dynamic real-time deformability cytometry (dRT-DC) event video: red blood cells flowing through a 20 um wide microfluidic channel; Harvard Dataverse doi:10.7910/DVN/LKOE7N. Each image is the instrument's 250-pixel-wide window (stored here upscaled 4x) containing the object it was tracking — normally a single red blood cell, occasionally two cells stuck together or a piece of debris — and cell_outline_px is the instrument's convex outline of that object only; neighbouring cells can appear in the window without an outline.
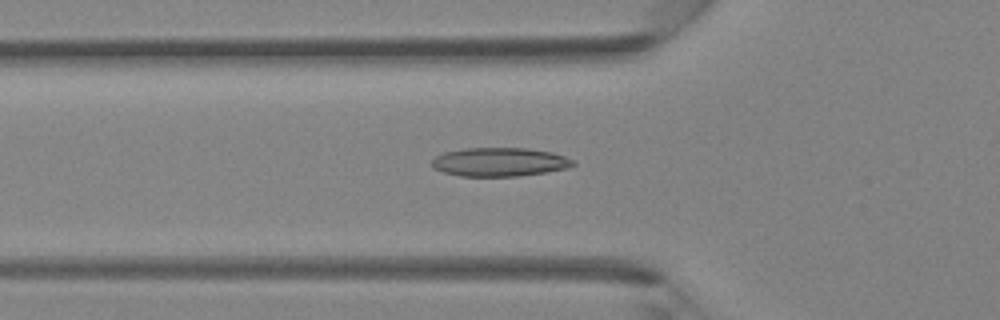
{"species": "Egyptian fruit bat (a non-hibernating species)", "species_latin": "Rousettus aegyptiacus", "temperature_condition": "room temperature", "stored_images_in_passage": 42, "camera_frame_rate_fps": 3000, "um_per_image_px": 0.085, "animal": {"sex": "female"}, "frame": {"image": 1, "passage_image": 15, "time_ms": 4.667, "image_size_px": [1000, 320], "cell_outline_px": [[576, 164], [564, 168], [544, 172], [520, 176], [460, 176], [444, 172], [436, 168], [432, 164], [432, 160], [436, 156], [444, 152], [464, 148], [528, 148], [552, 152], [576, 160]], "centroid_in_image_um": [42.48, 13.76], "position_along_channel_um": 83.3, "area_um2": 23.52}}
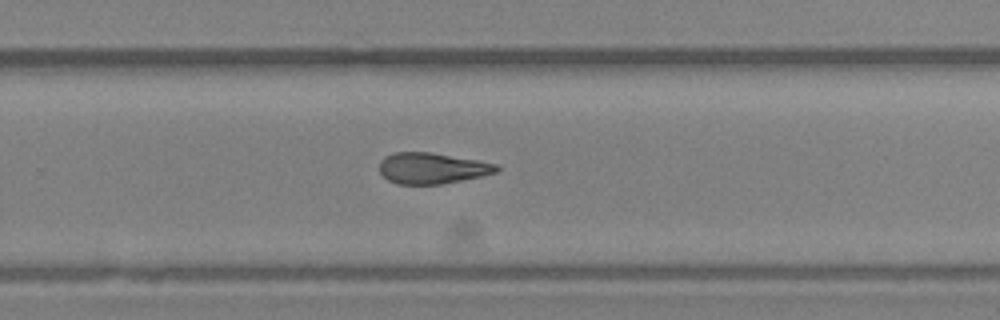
{"frame": {"image": 2, "passage_image": 28, "time_ms": 9.0, "image_size_px": [1000, 320], "cell_outline_px": [[500, 168], [496, 172], [480, 176], [440, 184], [396, 184], [388, 180], [380, 172], [380, 160], [384, 156], [392, 152], [432, 152], [480, 160], [496, 164]], "centroid_in_image_um": [36.7, 14.28], "position_along_channel_um": 293.1, "area_um2": 21.21}}
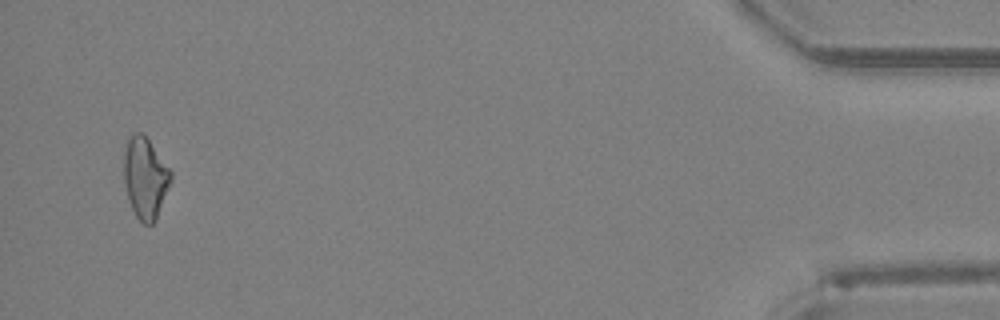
{"frame": {"image": 3, "passage_image": 41, "time_ms": 13.333, "image_size_px": [1000, 320], "cell_outline_px": [[172, 180], [156, 220], [152, 224], [144, 224], [136, 216], [132, 208], [124, 184], [124, 152], [128, 140], [136, 132], [140, 132], [148, 140], [172, 172]], "centroid_in_image_um": [12.35, 15.15], "position_along_channel_um": 422.8, "area_um2": 21.85}}